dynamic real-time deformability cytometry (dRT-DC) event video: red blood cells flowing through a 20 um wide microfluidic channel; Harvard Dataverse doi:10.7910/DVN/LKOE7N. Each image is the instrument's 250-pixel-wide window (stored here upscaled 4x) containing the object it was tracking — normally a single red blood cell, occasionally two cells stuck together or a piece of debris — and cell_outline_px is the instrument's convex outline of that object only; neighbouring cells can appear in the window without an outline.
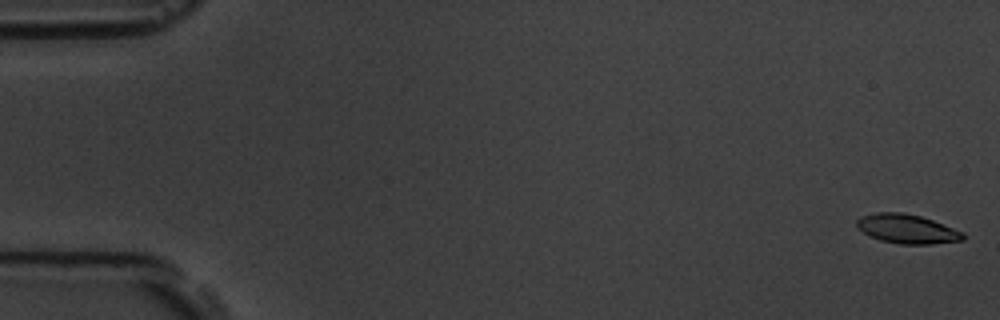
{"species": "common noctule bat (a hibernating species)", "species_latin": "Nyctalus noctula", "temperature_condition": "room temperature", "stored_images_in_passage": 6, "camera_frame_rate_fps": 3000, "um_per_image_px": 0.085, "animal": {"sex": "male", "body_mass_g": 19.5, "forearm_length_mm": 54.6}, "frame": {"image": 1, "passage_image": 1, "time_ms": 0.0, "image_size_px": [1000, 320], "cell_outline_px": [[964, 240], [928, 244], [900, 244], [880, 240], [864, 232], [856, 224], [856, 220], [860, 216], [876, 212], [900, 212], [920, 216], [932, 220], [964, 232]], "centroid_in_image_um": [77.1, 19.45], "position_along_channel_um": 7.9, "area_um2": 17.86}}